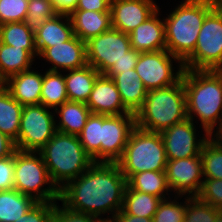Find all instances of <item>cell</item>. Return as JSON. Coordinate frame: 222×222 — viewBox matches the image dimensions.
Here are the masks:
<instances>
[{
  "mask_svg": "<svg viewBox=\"0 0 222 222\" xmlns=\"http://www.w3.org/2000/svg\"><path fill=\"white\" fill-rule=\"evenodd\" d=\"M126 187L117 163L94 162L59 190V202L74 212L112 220L122 209Z\"/></svg>",
  "mask_w": 222,
  "mask_h": 222,
  "instance_id": "6da1fadb",
  "label": "cell"
},
{
  "mask_svg": "<svg viewBox=\"0 0 222 222\" xmlns=\"http://www.w3.org/2000/svg\"><path fill=\"white\" fill-rule=\"evenodd\" d=\"M182 80L188 118L214 136L222 126V70L185 69Z\"/></svg>",
  "mask_w": 222,
  "mask_h": 222,
  "instance_id": "7a4b0ae2",
  "label": "cell"
},
{
  "mask_svg": "<svg viewBox=\"0 0 222 222\" xmlns=\"http://www.w3.org/2000/svg\"><path fill=\"white\" fill-rule=\"evenodd\" d=\"M212 10L200 0H182L163 16L166 49L184 62L195 50L199 31Z\"/></svg>",
  "mask_w": 222,
  "mask_h": 222,
  "instance_id": "3957f363",
  "label": "cell"
},
{
  "mask_svg": "<svg viewBox=\"0 0 222 222\" xmlns=\"http://www.w3.org/2000/svg\"><path fill=\"white\" fill-rule=\"evenodd\" d=\"M188 118L183 80L147 92L142 107L135 113L136 127L161 133Z\"/></svg>",
  "mask_w": 222,
  "mask_h": 222,
  "instance_id": "277c9868",
  "label": "cell"
},
{
  "mask_svg": "<svg viewBox=\"0 0 222 222\" xmlns=\"http://www.w3.org/2000/svg\"><path fill=\"white\" fill-rule=\"evenodd\" d=\"M52 183L58 190L79 177L94 163L77 135L56 132L39 151Z\"/></svg>",
  "mask_w": 222,
  "mask_h": 222,
  "instance_id": "5b68a950",
  "label": "cell"
},
{
  "mask_svg": "<svg viewBox=\"0 0 222 222\" xmlns=\"http://www.w3.org/2000/svg\"><path fill=\"white\" fill-rule=\"evenodd\" d=\"M167 161L161 134L135 127L129 136L122 157L116 163L128 181L139 172L165 171Z\"/></svg>",
  "mask_w": 222,
  "mask_h": 222,
  "instance_id": "8992f818",
  "label": "cell"
},
{
  "mask_svg": "<svg viewBox=\"0 0 222 222\" xmlns=\"http://www.w3.org/2000/svg\"><path fill=\"white\" fill-rule=\"evenodd\" d=\"M14 189L37 202L59 201V190L52 183L39 152L15 151Z\"/></svg>",
  "mask_w": 222,
  "mask_h": 222,
  "instance_id": "52a82bcc",
  "label": "cell"
},
{
  "mask_svg": "<svg viewBox=\"0 0 222 222\" xmlns=\"http://www.w3.org/2000/svg\"><path fill=\"white\" fill-rule=\"evenodd\" d=\"M183 65L184 69L222 70V9L206 15L195 50Z\"/></svg>",
  "mask_w": 222,
  "mask_h": 222,
  "instance_id": "ba28073f",
  "label": "cell"
},
{
  "mask_svg": "<svg viewBox=\"0 0 222 222\" xmlns=\"http://www.w3.org/2000/svg\"><path fill=\"white\" fill-rule=\"evenodd\" d=\"M55 117L44 105L23 106L16 150L39 152L57 132Z\"/></svg>",
  "mask_w": 222,
  "mask_h": 222,
  "instance_id": "9c48e42d",
  "label": "cell"
},
{
  "mask_svg": "<svg viewBox=\"0 0 222 222\" xmlns=\"http://www.w3.org/2000/svg\"><path fill=\"white\" fill-rule=\"evenodd\" d=\"M135 70L149 91L178 83L185 69L179 58L173 56L167 49H163L155 52H140Z\"/></svg>",
  "mask_w": 222,
  "mask_h": 222,
  "instance_id": "30bf717a",
  "label": "cell"
},
{
  "mask_svg": "<svg viewBox=\"0 0 222 222\" xmlns=\"http://www.w3.org/2000/svg\"><path fill=\"white\" fill-rule=\"evenodd\" d=\"M131 49L128 34L111 28L86 42L87 64L105 74L114 62L126 56Z\"/></svg>",
  "mask_w": 222,
  "mask_h": 222,
  "instance_id": "8fae6325",
  "label": "cell"
},
{
  "mask_svg": "<svg viewBox=\"0 0 222 222\" xmlns=\"http://www.w3.org/2000/svg\"><path fill=\"white\" fill-rule=\"evenodd\" d=\"M200 128L202 129L201 132L197 130ZM160 134L165 145L168 160L200 155L202 146L211 137L202 127L198 128V125L189 118L174 124Z\"/></svg>",
  "mask_w": 222,
  "mask_h": 222,
  "instance_id": "7c38bea8",
  "label": "cell"
},
{
  "mask_svg": "<svg viewBox=\"0 0 222 222\" xmlns=\"http://www.w3.org/2000/svg\"><path fill=\"white\" fill-rule=\"evenodd\" d=\"M135 114L101 115V162L116 163L124 152Z\"/></svg>",
  "mask_w": 222,
  "mask_h": 222,
  "instance_id": "4fadbf2b",
  "label": "cell"
},
{
  "mask_svg": "<svg viewBox=\"0 0 222 222\" xmlns=\"http://www.w3.org/2000/svg\"><path fill=\"white\" fill-rule=\"evenodd\" d=\"M167 183L171 193L177 196L196 197L204 180L201 156L168 160Z\"/></svg>",
  "mask_w": 222,
  "mask_h": 222,
  "instance_id": "5bb4252c",
  "label": "cell"
},
{
  "mask_svg": "<svg viewBox=\"0 0 222 222\" xmlns=\"http://www.w3.org/2000/svg\"><path fill=\"white\" fill-rule=\"evenodd\" d=\"M37 59L52 64L45 68L48 71L65 72L82 68L87 65L86 42L74 35L66 42L45 48Z\"/></svg>",
  "mask_w": 222,
  "mask_h": 222,
  "instance_id": "9a60e30c",
  "label": "cell"
},
{
  "mask_svg": "<svg viewBox=\"0 0 222 222\" xmlns=\"http://www.w3.org/2000/svg\"><path fill=\"white\" fill-rule=\"evenodd\" d=\"M158 9L154 0H111L112 28L129 34Z\"/></svg>",
  "mask_w": 222,
  "mask_h": 222,
  "instance_id": "2e32d148",
  "label": "cell"
},
{
  "mask_svg": "<svg viewBox=\"0 0 222 222\" xmlns=\"http://www.w3.org/2000/svg\"><path fill=\"white\" fill-rule=\"evenodd\" d=\"M86 105L93 114H133L124 106L114 80L104 74L95 80Z\"/></svg>",
  "mask_w": 222,
  "mask_h": 222,
  "instance_id": "e0dca14e",
  "label": "cell"
},
{
  "mask_svg": "<svg viewBox=\"0 0 222 222\" xmlns=\"http://www.w3.org/2000/svg\"><path fill=\"white\" fill-rule=\"evenodd\" d=\"M160 10L159 6L152 16L128 34L131 48L139 52L166 49L165 23Z\"/></svg>",
  "mask_w": 222,
  "mask_h": 222,
  "instance_id": "ac0fdd59",
  "label": "cell"
},
{
  "mask_svg": "<svg viewBox=\"0 0 222 222\" xmlns=\"http://www.w3.org/2000/svg\"><path fill=\"white\" fill-rule=\"evenodd\" d=\"M36 69L33 67L14 74L3 82V86L22 106L40 105L43 70L38 72Z\"/></svg>",
  "mask_w": 222,
  "mask_h": 222,
  "instance_id": "d6986e66",
  "label": "cell"
},
{
  "mask_svg": "<svg viewBox=\"0 0 222 222\" xmlns=\"http://www.w3.org/2000/svg\"><path fill=\"white\" fill-rule=\"evenodd\" d=\"M69 16L74 35L84 42L112 28L111 12L74 10Z\"/></svg>",
  "mask_w": 222,
  "mask_h": 222,
  "instance_id": "ffe728a7",
  "label": "cell"
},
{
  "mask_svg": "<svg viewBox=\"0 0 222 222\" xmlns=\"http://www.w3.org/2000/svg\"><path fill=\"white\" fill-rule=\"evenodd\" d=\"M34 36L38 55L45 48L70 40L74 36L70 16L57 14L55 17L47 20Z\"/></svg>",
  "mask_w": 222,
  "mask_h": 222,
  "instance_id": "44dd1931",
  "label": "cell"
},
{
  "mask_svg": "<svg viewBox=\"0 0 222 222\" xmlns=\"http://www.w3.org/2000/svg\"><path fill=\"white\" fill-rule=\"evenodd\" d=\"M56 130L60 133L79 135L86 125L91 111L86 103L67 101L55 110Z\"/></svg>",
  "mask_w": 222,
  "mask_h": 222,
  "instance_id": "7402d4cb",
  "label": "cell"
},
{
  "mask_svg": "<svg viewBox=\"0 0 222 222\" xmlns=\"http://www.w3.org/2000/svg\"><path fill=\"white\" fill-rule=\"evenodd\" d=\"M120 93L124 106L135 114L143 105L148 90L135 69L121 72L112 78Z\"/></svg>",
  "mask_w": 222,
  "mask_h": 222,
  "instance_id": "603a6c76",
  "label": "cell"
},
{
  "mask_svg": "<svg viewBox=\"0 0 222 222\" xmlns=\"http://www.w3.org/2000/svg\"><path fill=\"white\" fill-rule=\"evenodd\" d=\"M99 75L100 73L89 64L82 68L65 71L64 80L68 100L86 103Z\"/></svg>",
  "mask_w": 222,
  "mask_h": 222,
  "instance_id": "cb8c5ba5",
  "label": "cell"
},
{
  "mask_svg": "<svg viewBox=\"0 0 222 222\" xmlns=\"http://www.w3.org/2000/svg\"><path fill=\"white\" fill-rule=\"evenodd\" d=\"M35 59L26 49L17 48L0 42V79L32 69Z\"/></svg>",
  "mask_w": 222,
  "mask_h": 222,
  "instance_id": "d4e9b609",
  "label": "cell"
},
{
  "mask_svg": "<svg viewBox=\"0 0 222 222\" xmlns=\"http://www.w3.org/2000/svg\"><path fill=\"white\" fill-rule=\"evenodd\" d=\"M22 111L23 106L3 85L0 86V131L15 143L18 141Z\"/></svg>",
  "mask_w": 222,
  "mask_h": 222,
  "instance_id": "484cf974",
  "label": "cell"
},
{
  "mask_svg": "<svg viewBox=\"0 0 222 222\" xmlns=\"http://www.w3.org/2000/svg\"><path fill=\"white\" fill-rule=\"evenodd\" d=\"M127 184L138 192L160 197L162 200L174 196L167 183L165 171H145L134 174Z\"/></svg>",
  "mask_w": 222,
  "mask_h": 222,
  "instance_id": "4316f807",
  "label": "cell"
},
{
  "mask_svg": "<svg viewBox=\"0 0 222 222\" xmlns=\"http://www.w3.org/2000/svg\"><path fill=\"white\" fill-rule=\"evenodd\" d=\"M37 201L16 189L0 191V222H14L27 213Z\"/></svg>",
  "mask_w": 222,
  "mask_h": 222,
  "instance_id": "83f0119b",
  "label": "cell"
},
{
  "mask_svg": "<svg viewBox=\"0 0 222 222\" xmlns=\"http://www.w3.org/2000/svg\"><path fill=\"white\" fill-rule=\"evenodd\" d=\"M0 42L26 49L35 59L38 58L34 33L24 21L0 25Z\"/></svg>",
  "mask_w": 222,
  "mask_h": 222,
  "instance_id": "f1b7e54d",
  "label": "cell"
},
{
  "mask_svg": "<svg viewBox=\"0 0 222 222\" xmlns=\"http://www.w3.org/2000/svg\"><path fill=\"white\" fill-rule=\"evenodd\" d=\"M68 101L64 72H43V83L40 104L55 110Z\"/></svg>",
  "mask_w": 222,
  "mask_h": 222,
  "instance_id": "f546056e",
  "label": "cell"
},
{
  "mask_svg": "<svg viewBox=\"0 0 222 222\" xmlns=\"http://www.w3.org/2000/svg\"><path fill=\"white\" fill-rule=\"evenodd\" d=\"M160 197L133 190L128 184L125 189L122 210L126 214L152 218L157 211Z\"/></svg>",
  "mask_w": 222,
  "mask_h": 222,
  "instance_id": "4dcf8cb0",
  "label": "cell"
},
{
  "mask_svg": "<svg viewBox=\"0 0 222 222\" xmlns=\"http://www.w3.org/2000/svg\"><path fill=\"white\" fill-rule=\"evenodd\" d=\"M78 137L93 162H101V114L91 113Z\"/></svg>",
  "mask_w": 222,
  "mask_h": 222,
  "instance_id": "1f68e13d",
  "label": "cell"
},
{
  "mask_svg": "<svg viewBox=\"0 0 222 222\" xmlns=\"http://www.w3.org/2000/svg\"><path fill=\"white\" fill-rule=\"evenodd\" d=\"M200 156L204 178L222 180V141L211 136L202 146Z\"/></svg>",
  "mask_w": 222,
  "mask_h": 222,
  "instance_id": "d6a6232c",
  "label": "cell"
},
{
  "mask_svg": "<svg viewBox=\"0 0 222 222\" xmlns=\"http://www.w3.org/2000/svg\"><path fill=\"white\" fill-rule=\"evenodd\" d=\"M57 11L52 0H29L25 23L35 34L43 24L55 17Z\"/></svg>",
  "mask_w": 222,
  "mask_h": 222,
  "instance_id": "836d02e7",
  "label": "cell"
},
{
  "mask_svg": "<svg viewBox=\"0 0 222 222\" xmlns=\"http://www.w3.org/2000/svg\"><path fill=\"white\" fill-rule=\"evenodd\" d=\"M186 206H187V196L174 195L170 198L163 199L159 203L157 211L152 217V221L183 222L186 214Z\"/></svg>",
  "mask_w": 222,
  "mask_h": 222,
  "instance_id": "e575fe53",
  "label": "cell"
},
{
  "mask_svg": "<svg viewBox=\"0 0 222 222\" xmlns=\"http://www.w3.org/2000/svg\"><path fill=\"white\" fill-rule=\"evenodd\" d=\"M222 210L200 201L197 197L187 196L186 214L183 222H215Z\"/></svg>",
  "mask_w": 222,
  "mask_h": 222,
  "instance_id": "d590c367",
  "label": "cell"
},
{
  "mask_svg": "<svg viewBox=\"0 0 222 222\" xmlns=\"http://www.w3.org/2000/svg\"><path fill=\"white\" fill-rule=\"evenodd\" d=\"M29 0H0V25L25 21Z\"/></svg>",
  "mask_w": 222,
  "mask_h": 222,
  "instance_id": "8d00e7d4",
  "label": "cell"
},
{
  "mask_svg": "<svg viewBox=\"0 0 222 222\" xmlns=\"http://www.w3.org/2000/svg\"><path fill=\"white\" fill-rule=\"evenodd\" d=\"M196 197L200 201L222 210V180L204 178L201 190Z\"/></svg>",
  "mask_w": 222,
  "mask_h": 222,
  "instance_id": "74e56055",
  "label": "cell"
},
{
  "mask_svg": "<svg viewBox=\"0 0 222 222\" xmlns=\"http://www.w3.org/2000/svg\"><path fill=\"white\" fill-rule=\"evenodd\" d=\"M56 202H37L27 213L14 222H48L53 216Z\"/></svg>",
  "mask_w": 222,
  "mask_h": 222,
  "instance_id": "f35d334b",
  "label": "cell"
},
{
  "mask_svg": "<svg viewBox=\"0 0 222 222\" xmlns=\"http://www.w3.org/2000/svg\"><path fill=\"white\" fill-rule=\"evenodd\" d=\"M59 201L56 202V207L53 216L59 222H102L103 219H100L96 216L78 213L72 210L67 209L65 206L59 205Z\"/></svg>",
  "mask_w": 222,
  "mask_h": 222,
  "instance_id": "ab89813d",
  "label": "cell"
},
{
  "mask_svg": "<svg viewBox=\"0 0 222 222\" xmlns=\"http://www.w3.org/2000/svg\"><path fill=\"white\" fill-rule=\"evenodd\" d=\"M15 152L0 159V191L14 189Z\"/></svg>",
  "mask_w": 222,
  "mask_h": 222,
  "instance_id": "60d3db41",
  "label": "cell"
},
{
  "mask_svg": "<svg viewBox=\"0 0 222 222\" xmlns=\"http://www.w3.org/2000/svg\"><path fill=\"white\" fill-rule=\"evenodd\" d=\"M140 52L131 48L126 52V56L118 62H114V65L104 74L106 77L113 78L116 74L126 72L135 69L139 58Z\"/></svg>",
  "mask_w": 222,
  "mask_h": 222,
  "instance_id": "b9f144b4",
  "label": "cell"
},
{
  "mask_svg": "<svg viewBox=\"0 0 222 222\" xmlns=\"http://www.w3.org/2000/svg\"><path fill=\"white\" fill-rule=\"evenodd\" d=\"M111 0H78L75 10L110 12Z\"/></svg>",
  "mask_w": 222,
  "mask_h": 222,
  "instance_id": "7bdbcfd3",
  "label": "cell"
},
{
  "mask_svg": "<svg viewBox=\"0 0 222 222\" xmlns=\"http://www.w3.org/2000/svg\"><path fill=\"white\" fill-rule=\"evenodd\" d=\"M15 151V142L0 131V159L11 156Z\"/></svg>",
  "mask_w": 222,
  "mask_h": 222,
  "instance_id": "ee69618b",
  "label": "cell"
},
{
  "mask_svg": "<svg viewBox=\"0 0 222 222\" xmlns=\"http://www.w3.org/2000/svg\"><path fill=\"white\" fill-rule=\"evenodd\" d=\"M58 14L70 15L76 8L78 0H52Z\"/></svg>",
  "mask_w": 222,
  "mask_h": 222,
  "instance_id": "f6af8a7d",
  "label": "cell"
},
{
  "mask_svg": "<svg viewBox=\"0 0 222 222\" xmlns=\"http://www.w3.org/2000/svg\"><path fill=\"white\" fill-rule=\"evenodd\" d=\"M112 222H153L152 218L126 214L122 209L112 218Z\"/></svg>",
  "mask_w": 222,
  "mask_h": 222,
  "instance_id": "bcb514c9",
  "label": "cell"
},
{
  "mask_svg": "<svg viewBox=\"0 0 222 222\" xmlns=\"http://www.w3.org/2000/svg\"><path fill=\"white\" fill-rule=\"evenodd\" d=\"M210 6L212 9H222V0H200Z\"/></svg>",
  "mask_w": 222,
  "mask_h": 222,
  "instance_id": "7dc6e473",
  "label": "cell"
},
{
  "mask_svg": "<svg viewBox=\"0 0 222 222\" xmlns=\"http://www.w3.org/2000/svg\"><path fill=\"white\" fill-rule=\"evenodd\" d=\"M214 137L220 141H222V126L221 128L218 130V132L214 135Z\"/></svg>",
  "mask_w": 222,
  "mask_h": 222,
  "instance_id": "c3c4849f",
  "label": "cell"
},
{
  "mask_svg": "<svg viewBox=\"0 0 222 222\" xmlns=\"http://www.w3.org/2000/svg\"><path fill=\"white\" fill-rule=\"evenodd\" d=\"M215 222H222V211L217 215Z\"/></svg>",
  "mask_w": 222,
  "mask_h": 222,
  "instance_id": "681fc988",
  "label": "cell"
},
{
  "mask_svg": "<svg viewBox=\"0 0 222 222\" xmlns=\"http://www.w3.org/2000/svg\"><path fill=\"white\" fill-rule=\"evenodd\" d=\"M48 222H59L54 216H52Z\"/></svg>",
  "mask_w": 222,
  "mask_h": 222,
  "instance_id": "f907efd6",
  "label": "cell"
},
{
  "mask_svg": "<svg viewBox=\"0 0 222 222\" xmlns=\"http://www.w3.org/2000/svg\"><path fill=\"white\" fill-rule=\"evenodd\" d=\"M102 222H112L111 220H103Z\"/></svg>",
  "mask_w": 222,
  "mask_h": 222,
  "instance_id": "816d5d0a",
  "label": "cell"
},
{
  "mask_svg": "<svg viewBox=\"0 0 222 222\" xmlns=\"http://www.w3.org/2000/svg\"><path fill=\"white\" fill-rule=\"evenodd\" d=\"M3 85V81L0 79V86H2Z\"/></svg>",
  "mask_w": 222,
  "mask_h": 222,
  "instance_id": "f5cc1de1",
  "label": "cell"
}]
</instances>
